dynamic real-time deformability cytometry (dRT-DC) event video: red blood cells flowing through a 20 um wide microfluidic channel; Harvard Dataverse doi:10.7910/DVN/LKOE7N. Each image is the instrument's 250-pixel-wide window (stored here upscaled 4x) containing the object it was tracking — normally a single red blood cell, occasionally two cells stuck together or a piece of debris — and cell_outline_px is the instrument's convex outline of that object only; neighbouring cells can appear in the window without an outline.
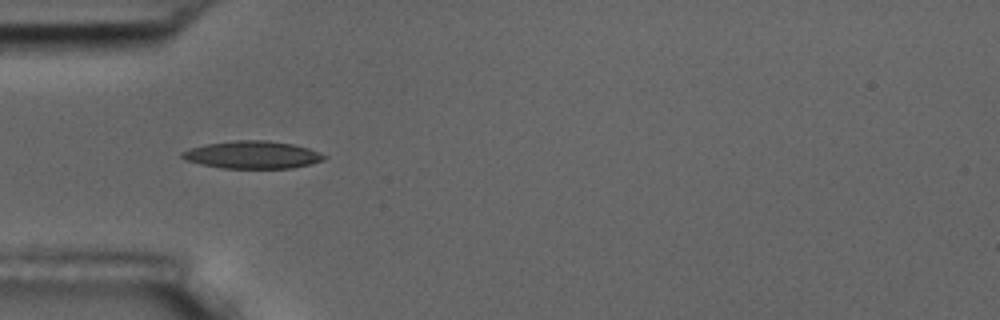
{"species": "common noctule bat (a hibernating species)", "species_latin": "Nyctalus noctula", "temperature_condition": "room temperature", "stored_images_in_passage": 2, "camera_frame_rate_fps": 3000, "um_per_image_px": 0.085, "animal": {"sex": "male", "body_mass_g": 17.5, "forearm_length_mm": 52.3}, "frame": {"image": 1, "passage_image": 1, "time_ms": 0.0, "image_size_px": [1000, 320], "cell_outline_px": [[328, 156], [324, 160], [292, 168], [220, 168], [200, 164], [184, 160], [180, 156], [180, 152], [204, 144], [232, 140], [268, 140], [292, 144], [308, 148]], "centroid_in_image_um": [21.41, 13.15], "position_along_channel_um": 63.6, "area_um2": 22.89}}